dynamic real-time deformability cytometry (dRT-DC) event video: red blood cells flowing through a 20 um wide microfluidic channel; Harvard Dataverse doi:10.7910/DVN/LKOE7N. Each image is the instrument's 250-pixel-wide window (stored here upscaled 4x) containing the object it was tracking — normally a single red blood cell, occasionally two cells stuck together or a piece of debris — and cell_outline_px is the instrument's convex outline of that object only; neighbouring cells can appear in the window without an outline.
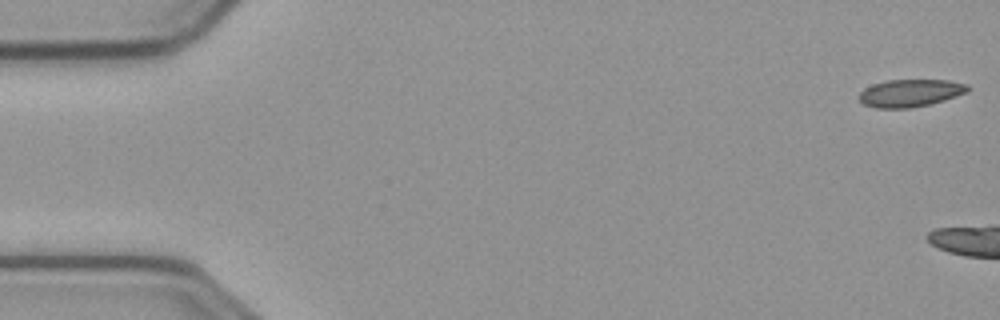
{"species": "common noctule bat (a hibernating species)", "species_latin": "Nyctalus noctula", "temperature_condition": "cold", "stored_images_in_passage": 6, "camera_frame_rate_fps": 3000, "um_per_image_px": 0.085, "animal": {"sex": "male", "body_mass_g": 23.1, "forearm_length_mm": 52.7}, "frame": {"image": 1, "passage_image": 1, "time_ms": 0.0, "image_size_px": [1000, 320], "cell_outline_px": [[968, 92], [944, 100], [928, 104], [908, 108], [876, 108], [864, 104], [856, 96], [864, 88], [872, 84], [888, 80], [948, 80], [968, 84]], "centroid_in_image_um": [77.34, 7.9], "position_along_channel_um": 7.7, "area_um2": 17.4}}